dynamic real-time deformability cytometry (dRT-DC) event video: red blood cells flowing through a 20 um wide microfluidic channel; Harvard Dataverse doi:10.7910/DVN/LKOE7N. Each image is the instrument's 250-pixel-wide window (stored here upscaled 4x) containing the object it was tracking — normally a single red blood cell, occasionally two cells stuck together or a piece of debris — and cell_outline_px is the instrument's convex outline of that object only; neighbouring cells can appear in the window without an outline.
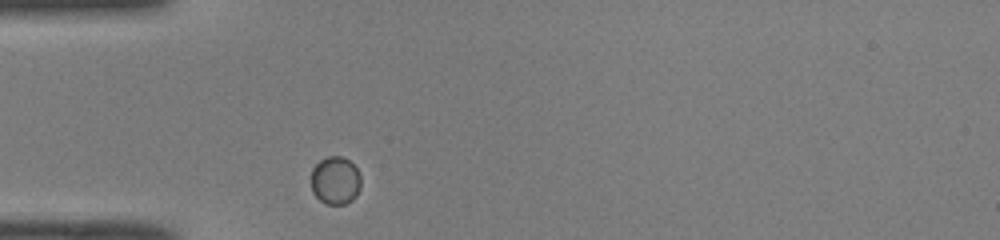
{"species": "common noctule bat (a hibernating species)", "species_latin": "Nyctalus noctula", "temperature_condition": "room temperature", "stored_images_in_passage": 37, "camera_frame_rate_fps": 3000, "um_per_image_px": 0.085, "animal": {"sex": "male", "body_mass_g": 19.0, "forearm_length_mm": 50.8}, "frame": {"image": 1, "passage_image": 1, "time_ms": 0.0, "image_size_px": [1000, 240], "cell_outline_px": [[360, 188], [356, 196], [352, 200], [344, 204], [328, 204], [320, 200], [312, 192], [312, 168], [320, 160], [328, 156], [340, 156], [348, 160], [356, 168], [360, 176]], "centroid_in_image_um": [28.5, 15.34], "position_along_channel_um": 56.5, "area_um2": 13.81}}
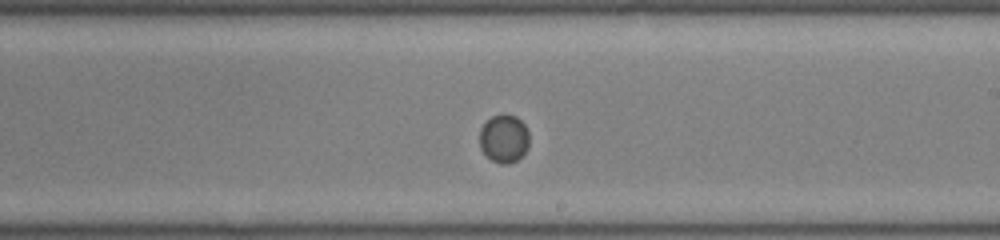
{"frame": {"image": 2, "passage_image": 16, "time_ms": 5.0, "image_size_px": [1000, 240], "cell_outline_px": [[528, 148], [516, 160], [508, 164], [500, 164], [492, 160], [480, 148], [480, 128], [492, 116], [516, 116], [524, 124], [528, 132]], "centroid_in_image_um": [42.83, 11.8], "position_along_channel_um": 246.2, "area_um2": 13.58}}
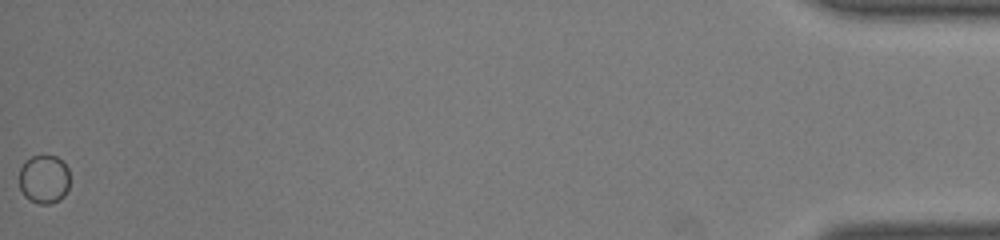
{"frame": {"image": 3, "passage_image": 37, "time_ms": 12.0, "image_size_px": [1000, 240], "cell_outline_px": [[68, 188], [64, 196], [60, 200], [48, 204], [40, 204], [28, 200], [24, 196], [20, 188], [20, 168], [32, 156], [56, 156], [68, 168]], "centroid_in_image_um": [3.74, 15.26], "position_along_channel_um": 431.5, "area_um2": 14.22}}